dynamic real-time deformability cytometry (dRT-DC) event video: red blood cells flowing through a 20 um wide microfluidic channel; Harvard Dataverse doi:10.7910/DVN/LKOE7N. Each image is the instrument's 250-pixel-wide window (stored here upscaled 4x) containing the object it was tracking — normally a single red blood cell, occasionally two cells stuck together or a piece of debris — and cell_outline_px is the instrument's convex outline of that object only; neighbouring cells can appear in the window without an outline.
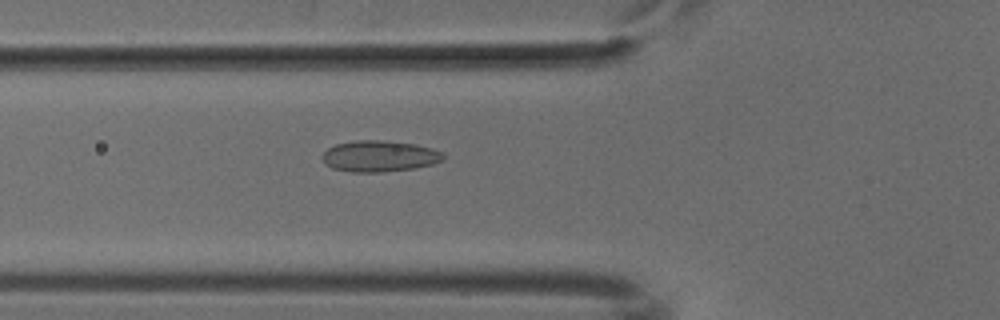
{"species": "common noctule bat (a hibernating species)", "species_latin": "Nyctalus noctula", "temperature_condition": "cold", "stored_images_in_passage": 52, "camera_frame_rate_fps": 3000, "um_per_image_px": 0.085, "animal": {"sex": "male", "body_mass_g": 18.8}, "frame": {"image": 1, "passage_image": 19, "time_ms": 6.0, "image_size_px": [1000, 320], "cell_outline_px": [[444, 160], [432, 164], [416, 168], [384, 172], [352, 172], [332, 168], [324, 164], [320, 156], [328, 148], [336, 144], [356, 140], [384, 140], [416, 144], [432, 148], [444, 152]], "centroid_in_image_um": [32.25, 13.27], "position_along_channel_um": 93.5, "area_um2": 22.31}}
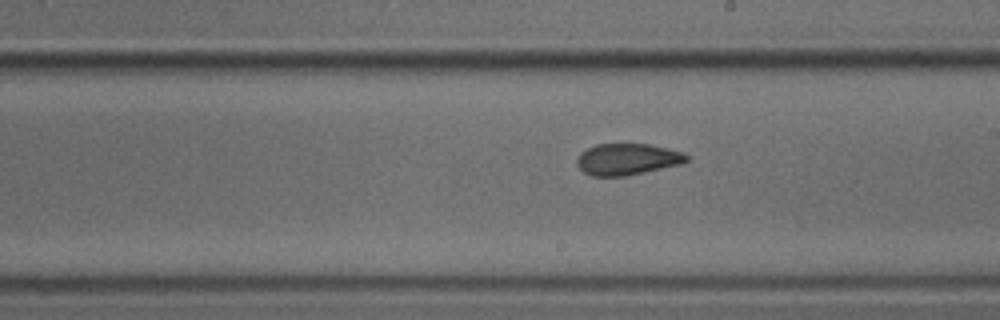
{"frame": {"image": 2, "passage_image": 30, "time_ms": 9.667, "image_size_px": [1000, 320], "cell_outline_px": [[688, 160], [680, 164], [644, 172], [624, 176], [592, 176], [584, 172], [576, 164], [576, 160], [580, 152], [596, 144], [648, 144], [668, 148], [684, 152], [688, 156]], "centroid_in_image_um": [53.31, 13.53], "position_along_channel_um": 235.7, "area_um2": 20.06}}
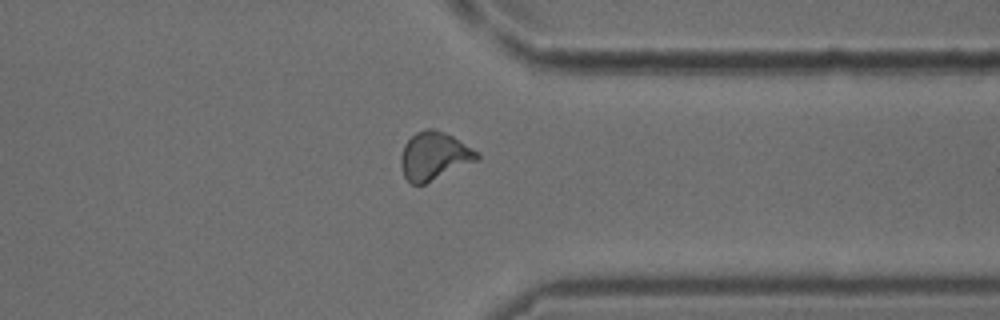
{"frame": {"image": 3, "passage_image": 41, "time_ms": 13.333, "image_size_px": [1000, 320], "cell_outline_px": [[480, 160], [424, 184], [412, 184], [404, 176], [400, 164], [400, 156], [404, 144], [416, 132], [424, 128], [432, 128], [444, 132], [452, 136], [480, 152]], "centroid_in_image_um": [36.92, 13.25], "position_along_channel_um": 374.5, "area_um2": 21.5}}